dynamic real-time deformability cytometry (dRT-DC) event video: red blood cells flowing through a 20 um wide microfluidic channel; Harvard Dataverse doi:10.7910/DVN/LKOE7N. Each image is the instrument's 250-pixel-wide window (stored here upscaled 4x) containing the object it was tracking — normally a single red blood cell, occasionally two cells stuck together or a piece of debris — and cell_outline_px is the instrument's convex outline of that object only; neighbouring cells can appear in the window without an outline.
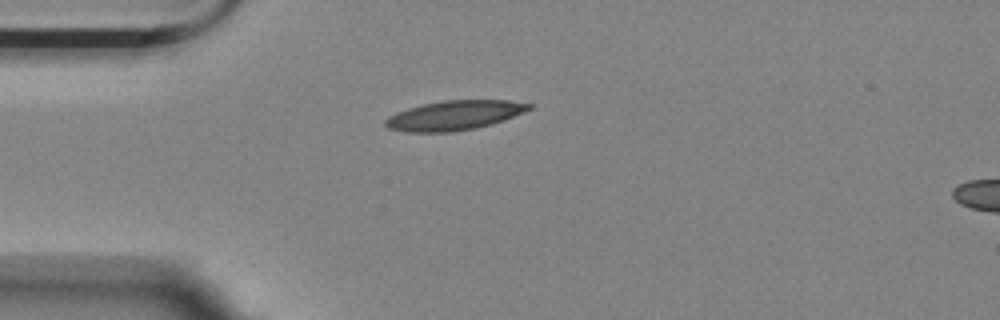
{"species": "Egyptian fruit bat (a non-hibernating species)", "species_latin": "Rousettus aegyptiacus", "temperature_condition": "room temperature", "stored_images_in_passage": 5, "camera_frame_rate_fps": 3000, "um_per_image_px": 0.085, "animal": {"sex": "female"}, "frame": {"image": 1, "passage_image": 5, "time_ms": 6.333, "image_size_px": [1000, 320], "cell_outline_px": [[532, 108], [524, 112], [504, 120], [492, 124], [476, 128], [448, 132], [404, 132], [388, 128], [384, 124], [384, 120], [388, 116], [396, 112], [408, 108], [424, 104], [444, 100], [508, 100], [532, 104]], "centroid_in_image_um": [38.6, 9.81], "position_along_channel_um": 46.4, "area_um2": 24.74}}